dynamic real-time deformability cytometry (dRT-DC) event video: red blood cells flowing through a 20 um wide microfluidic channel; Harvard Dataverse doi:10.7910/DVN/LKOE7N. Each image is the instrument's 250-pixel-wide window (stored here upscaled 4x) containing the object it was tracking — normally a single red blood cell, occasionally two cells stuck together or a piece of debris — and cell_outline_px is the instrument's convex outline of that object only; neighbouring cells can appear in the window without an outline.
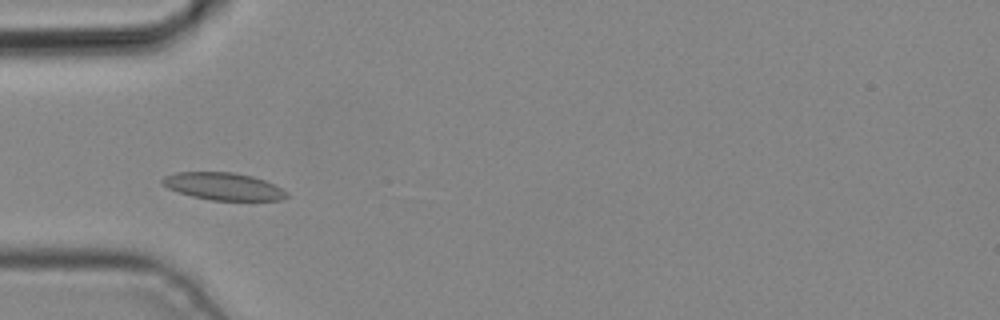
{"species": "common noctule bat (a hibernating species)", "species_latin": "Nyctalus noctula", "temperature_condition": "cold", "stored_images_in_passage": 4, "camera_frame_rate_fps": 3000, "um_per_image_px": 0.085, "animal": {"sex": "male", "body_mass_g": 19.2, "forearm_length_mm": 51.8}, "frame": {"image": 1, "passage_image": 3, "time_ms": 0.667, "image_size_px": [1000, 320], "cell_outline_px": [[288, 196], [280, 200], [212, 200], [192, 196], [168, 188], [160, 180], [164, 176], [176, 172], [232, 172], [252, 176], [264, 180], [284, 188], [288, 192]], "centroid_in_image_um": [19.02, 15.83], "position_along_channel_um": 66.0, "area_um2": 19.77}}
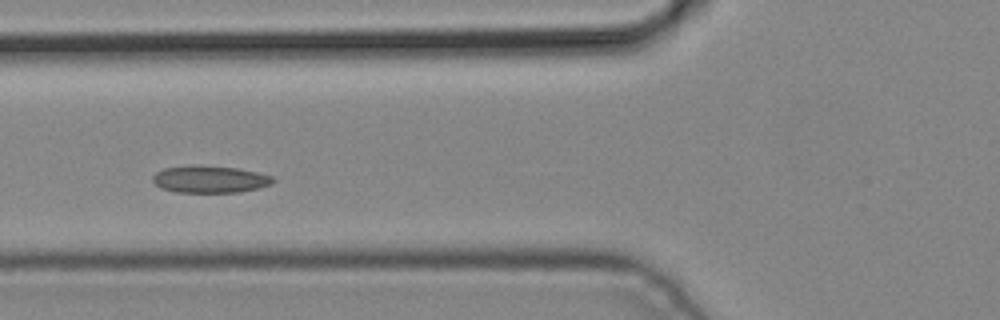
{"frame": {"image": 2, "passage_image": 4, "time_ms": 1.0, "image_size_px": [1000, 320], "cell_outline_px": [[276, 180], [272, 184], [240, 192], [176, 192], [160, 188], [152, 180], [152, 176], [156, 172], [164, 168], [192, 164], [200, 164], [236, 168], [256, 172], [272, 176]], "centroid_in_image_um": [17.81, 15.22], "position_along_channel_um": 108.0, "area_um2": 19.19}}